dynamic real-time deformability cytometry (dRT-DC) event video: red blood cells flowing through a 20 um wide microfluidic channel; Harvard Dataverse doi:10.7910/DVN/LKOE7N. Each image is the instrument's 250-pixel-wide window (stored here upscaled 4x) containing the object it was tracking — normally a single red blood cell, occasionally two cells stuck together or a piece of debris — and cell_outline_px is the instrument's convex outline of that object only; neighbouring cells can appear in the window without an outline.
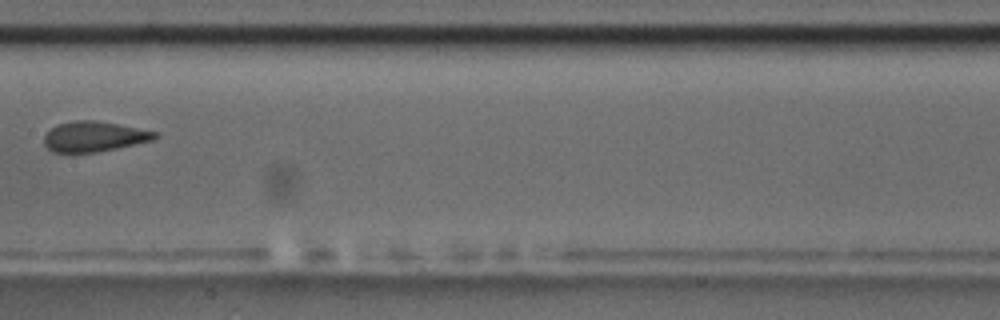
{"species": "common noctule bat (a hibernating species)", "species_latin": "Nyctalus noctula", "temperature_condition": "room temperature", "stored_images_in_passage": 11, "camera_frame_rate_fps": 3000, "um_per_image_px": 0.085, "animal": {"sex": "male", "body_mass_g": 17.5, "forearm_length_mm": 52.3}, "frame": {"image": 1, "passage_image": 4, "time_ms": 3.333, "image_size_px": [1000, 320], "cell_outline_px": [[160, 136], [152, 140], [116, 148], [96, 152], [52, 152], [44, 144], [44, 136], [56, 124], [76, 120], [92, 120], [116, 124], [156, 132]], "centroid_in_image_um": [7.96, 11.6], "position_along_channel_um": 199.4, "area_um2": 19.19}}
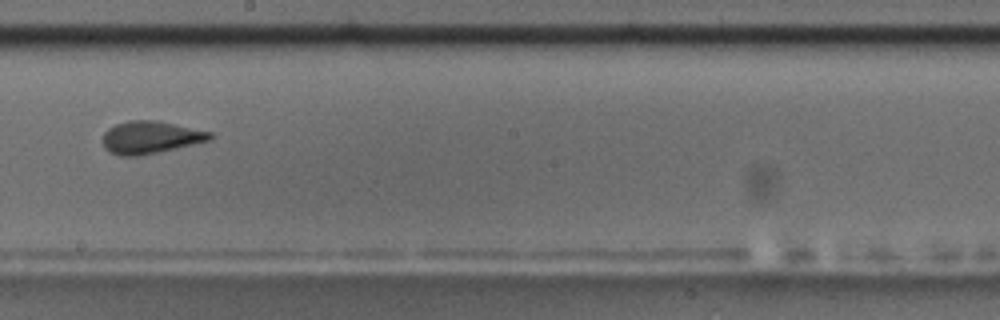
{"frame": {"image": 2, "passage_image": 5, "time_ms": 4.333, "image_size_px": [1000, 320], "cell_outline_px": [[212, 140], [160, 152], [140, 156], [120, 156], [108, 152], [104, 148], [100, 140], [104, 132], [108, 128], [116, 124], [128, 120], [156, 120], [212, 132]], "centroid_in_image_um": [12.74, 11.69], "position_along_channel_um": 235.5, "area_um2": 20.69}}